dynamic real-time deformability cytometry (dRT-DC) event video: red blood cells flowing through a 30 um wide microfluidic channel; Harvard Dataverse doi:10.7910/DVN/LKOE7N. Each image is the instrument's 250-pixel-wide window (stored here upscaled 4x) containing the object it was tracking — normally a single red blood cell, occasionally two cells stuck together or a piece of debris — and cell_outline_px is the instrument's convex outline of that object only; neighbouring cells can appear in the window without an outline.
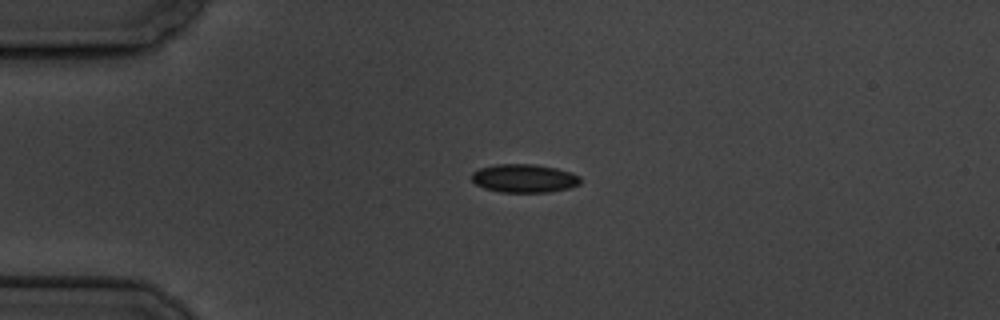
{"species": "common noctule bat (a hibernating species)", "species_latin": "Nyctalus noctula", "temperature_condition": "cold", "stored_images_in_passage": 5, "camera_frame_rate_fps": 3000, "um_per_image_px": 0.085, "animal": {"sex": "male", "body_mass_g": 19.5, "forearm_length_mm": 54.6}, "frame": {"image": 1, "passage_image": 3, "time_ms": 3.0, "image_size_px": [1000, 320], "cell_outline_px": [[580, 184], [568, 188], [548, 192], [500, 192], [484, 188], [476, 184], [472, 180], [472, 172], [480, 168], [496, 164], [532, 164], [556, 168], [572, 172], [580, 176]], "centroid_in_image_um": [44.56, 15.15], "position_along_channel_um": 40.4, "area_um2": 17.98}}
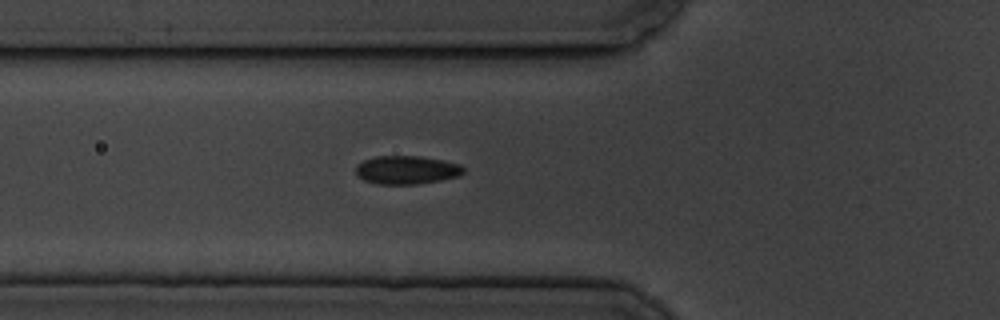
{"frame": {"image": 2, "passage_image": 5, "time_ms": 5.333, "image_size_px": [1000, 320], "cell_outline_px": [[464, 172], [460, 176], [440, 180], [416, 184], [376, 184], [364, 180], [356, 176], [356, 168], [364, 160], [376, 156], [420, 156], [460, 164], [464, 168]], "centroid_in_image_um": [34.56, 14.45], "position_along_channel_um": 91.2, "area_um2": 17.74}}